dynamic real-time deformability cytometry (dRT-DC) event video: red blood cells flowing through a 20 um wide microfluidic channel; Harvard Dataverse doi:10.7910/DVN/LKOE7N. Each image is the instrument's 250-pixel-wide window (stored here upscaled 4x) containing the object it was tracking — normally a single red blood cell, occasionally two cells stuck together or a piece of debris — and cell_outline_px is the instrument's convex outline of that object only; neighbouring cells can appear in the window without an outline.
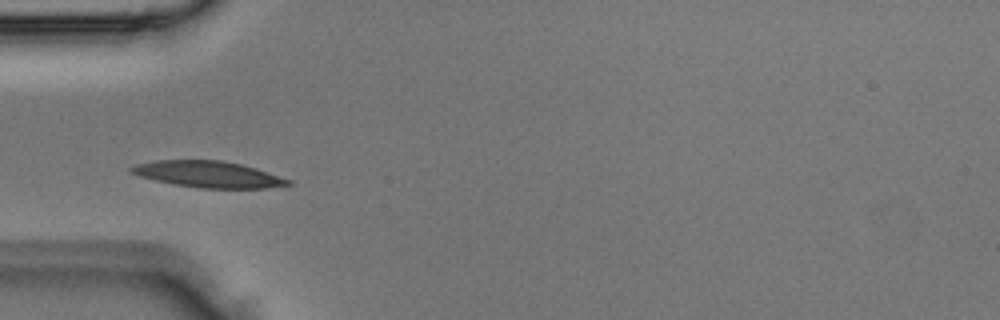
{"species": "Egyptian fruit bat (a non-hibernating species)", "species_latin": "Rousettus aegyptiacus", "temperature_condition": "room temperature", "stored_images_in_passage": 1, "camera_frame_rate_fps": 3000, "um_per_image_px": 0.085, "animal": {"sex": "male"}, "frame": {"image": 1, "passage_image": 1, "time_ms": 0.0, "image_size_px": [1000, 320], "cell_outline_px": [[292, 184], [268, 188], [200, 188], [176, 184], [156, 180], [140, 176], [128, 172], [128, 168], [136, 164], [156, 160], [220, 160], [240, 164], [256, 168], [292, 180]], "centroid_in_image_um": [17.7, 14.81], "position_along_channel_um": 67.3, "area_um2": 23.99}}